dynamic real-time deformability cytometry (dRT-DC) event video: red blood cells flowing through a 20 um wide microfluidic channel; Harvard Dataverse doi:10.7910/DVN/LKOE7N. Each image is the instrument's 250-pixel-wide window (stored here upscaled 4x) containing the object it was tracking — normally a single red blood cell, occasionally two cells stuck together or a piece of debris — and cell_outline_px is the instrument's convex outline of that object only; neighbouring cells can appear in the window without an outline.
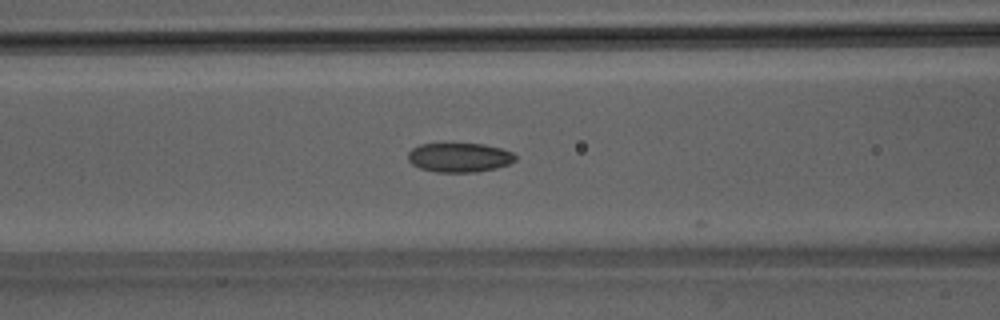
{"species": "Egyptian fruit bat (a non-hibernating species)", "species_latin": "Rousettus aegyptiacus", "temperature_condition": "room temperature", "stored_images_in_passage": 13, "camera_frame_rate_fps": 3000, "um_per_image_px": 0.085, "animal": {"sex": "male"}, "frame": {"image": 1, "passage_image": 12, "time_ms": 3.667, "image_size_px": [1000, 320], "cell_outline_px": [[516, 160], [508, 164], [496, 168], [476, 172], [436, 172], [420, 168], [412, 164], [408, 160], [408, 152], [412, 148], [420, 144], [484, 144], [500, 148], [512, 152], [516, 156]], "centroid_in_image_um": [39.04, 13.39], "position_along_channel_um": 127.6, "area_um2": 18.26}}